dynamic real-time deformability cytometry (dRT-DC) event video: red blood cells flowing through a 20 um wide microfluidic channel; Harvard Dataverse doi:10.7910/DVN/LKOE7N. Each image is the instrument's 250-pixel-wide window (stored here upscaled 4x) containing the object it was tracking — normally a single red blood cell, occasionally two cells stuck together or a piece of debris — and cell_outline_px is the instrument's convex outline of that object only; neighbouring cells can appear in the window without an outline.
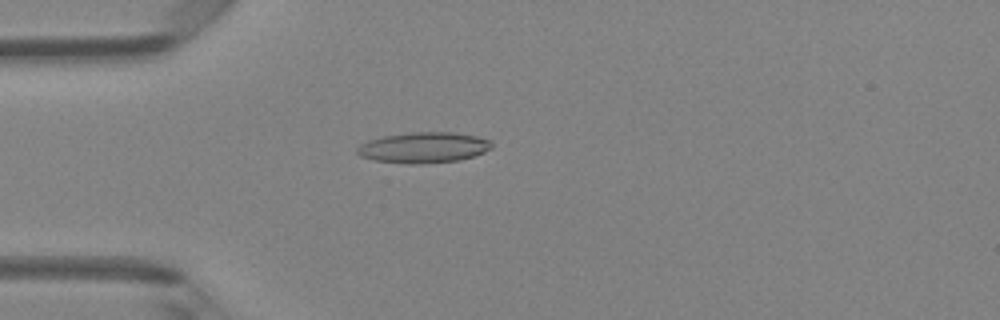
{"species": "Egyptian fruit bat (a non-hibernating species)", "species_latin": "Rousettus aegyptiacus", "temperature_condition": "room temperature", "stored_images_in_passage": 48, "camera_frame_rate_fps": 3000, "um_per_image_px": 0.085, "animal": {"sex": "female"}, "frame": {"image": 1, "passage_image": 13, "time_ms": 4.0, "image_size_px": [1000, 320], "cell_outline_px": [[492, 148], [484, 152], [460, 160], [420, 164], [408, 164], [372, 160], [360, 156], [356, 152], [356, 148], [360, 144], [368, 140], [384, 136], [412, 132], [452, 132], [476, 136], [488, 140], [492, 144]], "centroid_in_image_um": [35.97, 12.55], "position_along_channel_um": 49.0, "area_um2": 24.1}}
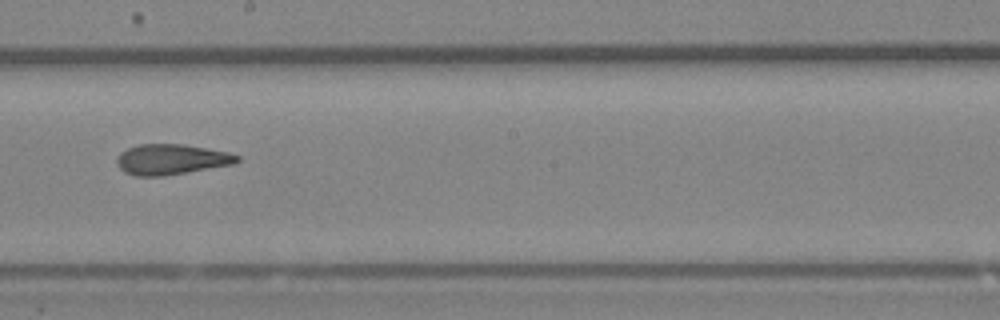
{"frame": {"image": 2, "passage_image": 27, "time_ms": 8.667, "image_size_px": [1000, 320], "cell_outline_px": [[240, 160], [232, 164], [164, 176], [136, 176], [124, 172], [116, 164], [116, 156], [120, 152], [128, 148], [140, 144], [184, 144], [228, 152], [240, 156]], "centroid_in_image_um": [14.52, 13.54], "position_along_channel_um": 233.7, "area_um2": 21.33}}
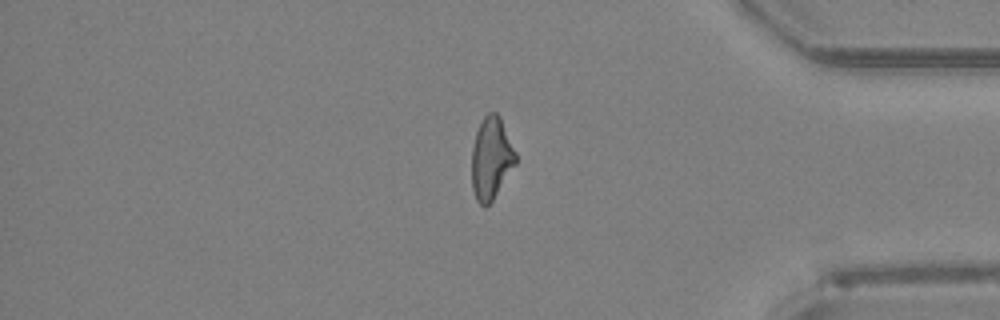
{"frame": {"image": 3, "passage_image": 40, "time_ms": 13.0, "image_size_px": [1000, 320], "cell_outline_px": [[516, 164], [492, 200], [484, 208], [476, 200], [472, 188], [472, 148], [476, 132], [484, 116], [488, 112], [496, 112], [500, 116], [516, 152]], "centroid_in_image_um": [41.75, 13.45], "position_along_channel_um": 393.4, "area_um2": 20.98}, "authors_computed_cell_mechanics": {"area_um2": 21.6172, "velocity_mm_per_s": 4.253, "shape_relaxation_time_tau1_ms": null, "shape_relaxation_time_tau2_ms": 4.1869, "deformation_change_tau1": null, "deformation_change_tau2": 0.1557}}